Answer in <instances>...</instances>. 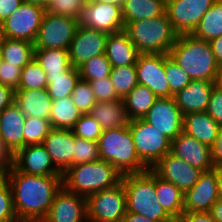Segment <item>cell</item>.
I'll return each instance as SVG.
<instances>
[{
    "instance_id": "obj_39",
    "label": "cell",
    "mask_w": 222,
    "mask_h": 222,
    "mask_svg": "<svg viewBox=\"0 0 222 222\" xmlns=\"http://www.w3.org/2000/svg\"><path fill=\"white\" fill-rule=\"evenodd\" d=\"M47 74L35 59L31 60L21 73L17 89H47Z\"/></svg>"
},
{
    "instance_id": "obj_50",
    "label": "cell",
    "mask_w": 222,
    "mask_h": 222,
    "mask_svg": "<svg viewBox=\"0 0 222 222\" xmlns=\"http://www.w3.org/2000/svg\"><path fill=\"white\" fill-rule=\"evenodd\" d=\"M15 100V90L0 83V113L11 106Z\"/></svg>"
},
{
    "instance_id": "obj_21",
    "label": "cell",
    "mask_w": 222,
    "mask_h": 222,
    "mask_svg": "<svg viewBox=\"0 0 222 222\" xmlns=\"http://www.w3.org/2000/svg\"><path fill=\"white\" fill-rule=\"evenodd\" d=\"M25 121V114L15 103L0 113V141L11 157L23 148Z\"/></svg>"
},
{
    "instance_id": "obj_8",
    "label": "cell",
    "mask_w": 222,
    "mask_h": 222,
    "mask_svg": "<svg viewBox=\"0 0 222 222\" xmlns=\"http://www.w3.org/2000/svg\"><path fill=\"white\" fill-rule=\"evenodd\" d=\"M86 209L88 222H121L127 212L123 182L88 196Z\"/></svg>"
},
{
    "instance_id": "obj_58",
    "label": "cell",
    "mask_w": 222,
    "mask_h": 222,
    "mask_svg": "<svg viewBox=\"0 0 222 222\" xmlns=\"http://www.w3.org/2000/svg\"><path fill=\"white\" fill-rule=\"evenodd\" d=\"M24 2L36 4L42 7H46L50 0H23Z\"/></svg>"
},
{
    "instance_id": "obj_20",
    "label": "cell",
    "mask_w": 222,
    "mask_h": 222,
    "mask_svg": "<svg viewBox=\"0 0 222 222\" xmlns=\"http://www.w3.org/2000/svg\"><path fill=\"white\" fill-rule=\"evenodd\" d=\"M170 153L202 171L215 167L211 160V148L183 131L171 142Z\"/></svg>"
},
{
    "instance_id": "obj_10",
    "label": "cell",
    "mask_w": 222,
    "mask_h": 222,
    "mask_svg": "<svg viewBox=\"0 0 222 222\" xmlns=\"http://www.w3.org/2000/svg\"><path fill=\"white\" fill-rule=\"evenodd\" d=\"M44 13V7L23 2L2 22V37L34 43Z\"/></svg>"
},
{
    "instance_id": "obj_43",
    "label": "cell",
    "mask_w": 222,
    "mask_h": 222,
    "mask_svg": "<svg viewBox=\"0 0 222 222\" xmlns=\"http://www.w3.org/2000/svg\"><path fill=\"white\" fill-rule=\"evenodd\" d=\"M71 130L75 136L90 141H98L103 133L100 124L89 113L81 114Z\"/></svg>"
},
{
    "instance_id": "obj_37",
    "label": "cell",
    "mask_w": 222,
    "mask_h": 222,
    "mask_svg": "<svg viewBox=\"0 0 222 222\" xmlns=\"http://www.w3.org/2000/svg\"><path fill=\"white\" fill-rule=\"evenodd\" d=\"M52 129L49 120L26 117L23 133V147L42 144Z\"/></svg>"
},
{
    "instance_id": "obj_14",
    "label": "cell",
    "mask_w": 222,
    "mask_h": 222,
    "mask_svg": "<svg viewBox=\"0 0 222 222\" xmlns=\"http://www.w3.org/2000/svg\"><path fill=\"white\" fill-rule=\"evenodd\" d=\"M108 34L79 25L68 48L72 67L79 68L89 59L105 54Z\"/></svg>"
},
{
    "instance_id": "obj_59",
    "label": "cell",
    "mask_w": 222,
    "mask_h": 222,
    "mask_svg": "<svg viewBox=\"0 0 222 222\" xmlns=\"http://www.w3.org/2000/svg\"><path fill=\"white\" fill-rule=\"evenodd\" d=\"M96 2H105V3H111V4H122V0H93Z\"/></svg>"
},
{
    "instance_id": "obj_24",
    "label": "cell",
    "mask_w": 222,
    "mask_h": 222,
    "mask_svg": "<svg viewBox=\"0 0 222 222\" xmlns=\"http://www.w3.org/2000/svg\"><path fill=\"white\" fill-rule=\"evenodd\" d=\"M105 54L112 67H120L136 65L140 53L123 29L108 34Z\"/></svg>"
},
{
    "instance_id": "obj_44",
    "label": "cell",
    "mask_w": 222,
    "mask_h": 222,
    "mask_svg": "<svg viewBox=\"0 0 222 222\" xmlns=\"http://www.w3.org/2000/svg\"><path fill=\"white\" fill-rule=\"evenodd\" d=\"M100 159L97 141L85 140L75 136L73 166Z\"/></svg>"
},
{
    "instance_id": "obj_5",
    "label": "cell",
    "mask_w": 222,
    "mask_h": 222,
    "mask_svg": "<svg viewBox=\"0 0 222 222\" xmlns=\"http://www.w3.org/2000/svg\"><path fill=\"white\" fill-rule=\"evenodd\" d=\"M124 30L140 54H169L179 35L167 14L129 22Z\"/></svg>"
},
{
    "instance_id": "obj_42",
    "label": "cell",
    "mask_w": 222,
    "mask_h": 222,
    "mask_svg": "<svg viewBox=\"0 0 222 222\" xmlns=\"http://www.w3.org/2000/svg\"><path fill=\"white\" fill-rule=\"evenodd\" d=\"M0 222H19L6 175H0Z\"/></svg>"
},
{
    "instance_id": "obj_52",
    "label": "cell",
    "mask_w": 222,
    "mask_h": 222,
    "mask_svg": "<svg viewBox=\"0 0 222 222\" xmlns=\"http://www.w3.org/2000/svg\"><path fill=\"white\" fill-rule=\"evenodd\" d=\"M211 160L214 166H222V127L211 147Z\"/></svg>"
},
{
    "instance_id": "obj_53",
    "label": "cell",
    "mask_w": 222,
    "mask_h": 222,
    "mask_svg": "<svg viewBox=\"0 0 222 222\" xmlns=\"http://www.w3.org/2000/svg\"><path fill=\"white\" fill-rule=\"evenodd\" d=\"M10 167H11V156L4 149L0 141V175H5Z\"/></svg>"
},
{
    "instance_id": "obj_6",
    "label": "cell",
    "mask_w": 222,
    "mask_h": 222,
    "mask_svg": "<svg viewBox=\"0 0 222 222\" xmlns=\"http://www.w3.org/2000/svg\"><path fill=\"white\" fill-rule=\"evenodd\" d=\"M97 143L100 159L110 162L122 176L148 170L138 157L128 125L103 130Z\"/></svg>"
},
{
    "instance_id": "obj_60",
    "label": "cell",
    "mask_w": 222,
    "mask_h": 222,
    "mask_svg": "<svg viewBox=\"0 0 222 222\" xmlns=\"http://www.w3.org/2000/svg\"><path fill=\"white\" fill-rule=\"evenodd\" d=\"M217 83L222 86V65H220L219 67V75H218Z\"/></svg>"
},
{
    "instance_id": "obj_22",
    "label": "cell",
    "mask_w": 222,
    "mask_h": 222,
    "mask_svg": "<svg viewBox=\"0 0 222 222\" xmlns=\"http://www.w3.org/2000/svg\"><path fill=\"white\" fill-rule=\"evenodd\" d=\"M74 144V132L71 129L60 128H52L42 143L54 165L62 173L73 166Z\"/></svg>"
},
{
    "instance_id": "obj_15",
    "label": "cell",
    "mask_w": 222,
    "mask_h": 222,
    "mask_svg": "<svg viewBox=\"0 0 222 222\" xmlns=\"http://www.w3.org/2000/svg\"><path fill=\"white\" fill-rule=\"evenodd\" d=\"M183 116L174 97L158 98L143 120L173 141L182 132Z\"/></svg>"
},
{
    "instance_id": "obj_41",
    "label": "cell",
    "mask_w": 222,
    "mask_h": 222,
    "mask_svg": "<svg viewBox=\"0 0 222 222\" xmlns=\"http://www.w3.org/2000/svg\"><path fill=\"white\" fill-rule=\"evenodd\" d=\"M70 97L81 114L90 113L92 107L97 102L89 82L82 80L81 78L77 82Z\"/></svg>"
},
{
    "instance_id": "obj_62",
    "label": "cell",
    "mask_w": 222,
    "mask_h": 222,
    "mask_svg": "<svg viewBox=\"0 0 222 222\" xmlns=\"http://www.w3.org/2000/svg\"><path fill=\"white\" fill-rule=\"evenodd\" d=\"M2 38V22L0 21V39Z\"/></svg>"
},
{
    "instance_id": "obj_33",
    "label": "cell",
    "mask_w": 222,
    "mask_h": 222,
    "mask_svg": "<svg viewBox=\"0 0 222 222\" xmlns=\"http://www.w3.org/2000/svg\"><path fill=\"white\" fill-rule=\"evenodd\" d=\"M81 113L71 97L52 101L49 122L52 128L72 129L80 119Z\"/></svg>"
},
{
    "instance_id": "obj_34",
    "label": "cell",
    "mask_w": 222,
    "mask_h": 222,
    "mask_svg": "<svg viewBox=\"0 0 222 222\" xmlns=\"http://www.w3.org/2000/svg\"><path fill=\"white\" fill-rule=\"evenodd\" d=\"M191 34L205 41L222 35V0L215 1Z\"/></svg>"
},
{
    "instance_id": "obj_9",
    "label": "cell",
    "mask_w": 222,
    "mask_h": 222,
    "mask_svg": "<svg viewBox=\"0 0 222 222\" xmlns=\"http://www.w3.org/2000/svg\"><path fill=\"white\" fill-rule=\"evenodd\" d=\"M78 26V19L45 12L34 42L35 49L68 50Z\"/></svg>"
},
{
    "instance_id": "obj_35",
    "label": "cell",
    "mask_w": 222,
    "mask_h": 222,
    "mask_svg": "<svg viewBox=\"0 0 222 222\" xmlns=\"http://www.w3.org/2000/svg\"><path fill=\"white\" fill-rule=\"evenodd\" d=\"M79 80V70L74 67L63 72L62 75L47 76V91L52 101L70 97Z\"/></svg>"
},
{
    "instance_id": "obj_18",
    "label": "cell",
    "mask_w": 222,
    "mask_h": 222,
    "mask_svg": "<svg viewBox=\"0 0 222 222\" xmlns=\"http://www.w3.org/2000/svg\"><path fill=\"white\" fill-rule=\"evenodd\" d=\"M152 170L163 180L177 186L183 194L196 184L203 172L170 152Z\"/></svg>"
},
{
    "instance_id": "obj_11",
    "label": "cell",
    "mask_w": 222,
    "mask_h": 222,
    "mask_svg": "<svg viewBox=\"0 0 222 222\" xmlns=\"http://www.w3.org/2000/svg\"><path fill=\"white\" fill-rule=\"evenodd\" d=\"M216 0H166V14L174 30L191 34Z\"/></svg>"
},
{
    "instance_id": "obj_7",
    "label": "cell",
    "mask_w": 222,
    "mask_h": 222,
    "mask_svg": "<svg viewBox=\"0 0 222 222\" xmlns=\"http://www.w3.org/2000/svg\"><path fill=\"white\" fill-rule=\"evenodd\" d=\"M140 161L152 169L171 149V140L143 119L128 123Z\"/></svg>"
},
{
    "instance_id": "obj_17",
    "label": "cell",
    "mask_w": 222,
    "mask_h": 222,
    "mask_svg": "<svg viewBox=\"0 0 222 222\" xmlns=\"http://www.w3.org/2000/svg\"><path fill=\"white\" fill-rule=\"evenodd\" d=\"M219 199L216 166L203 171L196 184L184 193V212H209Z\"/></svg>"
},
{
    "instance_id": "obj_51",
    "label": "cell",
    "mask_w": 222,
    "mask_h": 222,
    "mask_svg": "<svg viewBox=\"0 0 222 222\" xmlns=\"http://www.w3.org/2000/svg\"><path fill=\"white\" fill-rule=\"evenodd\" d=\"M23 2V0H0V21L7 19Z\"/></svg>"
},
{
    "instance_id": "obj_46",
    "label": "cell",
    "mask_w": 222,
    "mask_h": 222,
    "mask_svg": "<svg viewBox=\"0 0 222 222\" xmlns=\"http://www.w3.org/2000/svg\"><path fill=\"white\" fill-rule=\"evenodd\" d=\"M88 82L97 102H109L120 99L110 77Z\"/></svg>"
},
{
    "instance_id": "obj_54",
    "label": "cell",
    "mask_w": 222,
    "mask_h": 222,
    "mask_svg": "<svg viewBox=\"0 0 222 222\" xmlns=\"http://www.w3.org/2000/svg\"><path fill=\"white\" fill-rule=\"evenodd\" d=\"M212 52L219 65H222V35L209 41Z\"/></svg>"
},
{
    "instance_id": "obj_32",
    "label": "cell",
    "mask_w": 222,
    "mask_h": 222,
    "mask_svg": "<svg viewBox=\"0 0 222 222\" xmlns=\"http://www.w3.org/2000/svg\"><path fill=\"white\" fill-rule=\"evenodd\" d=\"M157 99L146 86L138 84L123 99L129 120L143 119Z\"/></svg>"
},
{
    "instance_id": "obj_27",
    "label": "cell",
    "mask_w": 222,
    "mask_h": 222,
    "mask_svg": "<svg viewBox=\"0 0 222 222\" xmlns=\"http://www.w3.org/2000/svg\"><path fill=\"white\" fill-rule=\"evenodd\" d=\"M103 130L115 129L128 125L129 118L123 99L109 102H96L89 113Z\"/></svg>"
},
{
    "instance_id": "obj_48",
    "label": "cell",
    "mask_w": 222,
    "mask_h": 222,
    "mask_svg": "<svg viewBox=\"0 0 222 222\" xmlns=\"http://www.w3.org/2000/svg\"><path fill=\"white\" fill-rule=\"evenodd\" d=\"M22 68L3 61L0 66V83L16 90L21 79Z\"/></svg>"
},
{
    "instance_id": "obj_23",
    "label": "cell",
    "mask_w": 222,
    "mask_h": 222,
    "mask_svg": "<svg viewBox=\"0 0 222 222\" xmlns=\"http://www.w3.org/2000/svg\"><path fill=\"white\" fill-rule=\"evenodd\" d=\"M215 83L217 82L191 80L190 84L178 91L173 97L181 113L205 112Z\"/></svg>"
},
{
    "instance_id": "obj_31",
    "label": "cell",
    "mask_w": 222,
    "mask_h": 222,
    "mask_svg": "<svg viewBox=\"0 0 222 222\" xmlns=\"http://www.w3.org/2000/svg\"><path fill=\"white\" fill-rule=\"evenodd\" d=\"M34 59L47 76L62 75L72 68L68 50L64 49H34Z\"/></svg>"
},
{
    "instance_id": "obj_38",
    "label": "cell",
    "mask_w": 222,
    "mask_h": 222,
    "mask_svg": "<svg viewBox=\"0 0 222 222\" xmlns=\"http://www.w3.org/2000/svg\"><path fill=\"white\" fill-rule=\"evenodd\" d=\"M111 69L112 66L108 61L106 54L97 55L78 68L80 78L85 81H94L109 77Z\"/></svg>"
},
{
    "instance_id": "obj_13",
    "label": "cell",
    "mask_w": 222,
    "mask_h": 222,
    "mask_svg": "<svg viewBox=\"0 0 222 222\" xmlns=\"http://www.w3.org/2000/svg\"><path fill=\"white\" fill-rule=\"evenodd\" d=\"M135 67L138 84L146 86L157 98L170 97L165 54H139Z\"/></svg>"
},
{
    "instance_id": "obj_26",
    "label": "cell",
    "mask_w": 222,
    "mask_h": 222,
    "mask_svg": "<svg viewBox=\"0 0 222 222\" xmlns=\"http://www.w3.org/2000/svg\"><path fill=\"white\" fill-rule=\"evenodd\" d=\"M220 128L207 112H192L183 116L182 131L210 148L216 141Z\"/></svg>"
},
{
    "instance_id": "obj_30",
    "label": "cell",
    "mask_w": 222,
    "mask_h": 222,
    "mask_svg": "<svg viewBox=\"0 0 222 222\" xmlns=\"http://www.w3.org/2000/svg\"><path fill=\"white\" fill-rule=\"evenodd\" d=\"M0 48L3 61L22 69L34 59V43L25 40L2 37L0 39Z\"/></svg>"
},
{
    "instance_id": "obj_45",
    "label": "cell",
    "mask_w": 222,
    "mask_h": 222,
    "mask_svg": "<svg viewBox=\"0 0 222 222\" xmlns=\"http://www.w3.org/2000/svg\"><path fill=\"white\" fill-rule=\"evenodd\" d=\"M84 5L81 0H50L45 12L79 19Z\"/></svg>"
},
{
    "instance_id": "obj_29",
    "label": "cell",
    "mask_w": 222,
    "mask_h": 222,
    "mask_svg": "<svg viewBox=\"0 0 222 222\" xmlns=\"http://www.w3.org/2000/svg\"><path fill=\"white\" fill-rule=\"evenodd\" d=\"M157 200L167 214L176 221L183 213V192L173 183L163 180L155 173Z\"/></svg>"
},
{
    "instance_id": "obj_55",
    "label": "cell",
    "mask_w": 222,
    "mask_h": 222,
    "mask_svg": "<svg viewBox=\"0 0 222 222\" xmlns=\"http://www.w3.org/2000/svg\"><path fill=\"white\" fill-rule=\"evenodd\" d=\"M121 222H161V221L152 220L132 212H126Z\"/></svg>"
},
{
    "instance_id": "obj_28",
    "label": "cell",
    "mask_w": 222,
    "mask_h": 222,
    "mask_svg": "<svg viewBox=\"0 0 222 222\" xmlns=\"http://www.w3.org/2000/svg\"><path fill=\"white\" fill-rule=\"evenodd\" d=\"M124 25L129 22L161 17L166 14V0H122Z\"/></svg>"
},
{
    "instance_id": "obj_36",
    "label": "cell",
    "mask_w": 222,
    "mask_h": 222,
    "mask_svg": "<svg viewBox=\"0 0 222 222\" xmlns=\"http://www.w3.org/2000/svg\"><path fill=\"white\" fill-rule=\"evenodd\" d=\"M109 77L120 99H124L138 85L135 65L112 67Z\"/></svg>"
},
{
    "instance_id": "obj_2",
    "label": "cell",
    "mask_w": 222,
    "mask_h": 222,
    "mask_svg": "<svg viewBox=\"0 0 222 222\" xmlns=\"http://www.w3.org/2000/svg\"><path fill=\"white\" fill-rule=\"evenodd\" d=\"M169 56L191 80L217 82L220 65L209 41L196 38L192 34H180L170 49Z\"/></svg>"
},
{
    "instance_id": "obj_63",
    "label": "cell",
    "mask_w": 222,
    "mask_h": 222,
    "mask_svg": "<svg viewBox=\"0 0 222 222\" xmlns=\"http://www.w3.org/2000/svg\"><path fill=\"white\" fill-rule=\"evenodd\" d=\"M82 2H84V4L90 3L93 0H81Z\"/></svg>"
},
{
    "instance_id": "obj_4",
    "label": "cell",
    "mask_w": 222,
    "mask_h": 222,
    "mask_svg": "<svg viewBox=\"0 0 222 222\" xmlns=\"http://www.w3.org/2000/svg\"><path fill=\"white\" fill-rule=\"evenodd\" d=\"M121 181L126 192L127 212L156 221L175 222L157 200L155 172L152 169L123 175Z\"/></svg>"
},
{
    "instance_id": "obj_47",
    "label": "cell",
    "mask_w": 222,
    "mask_h": 222,
    "mask_svg": "<svg viewBox=\"0 0 222 222\" xmlns=\"http://www.w3.org/2000/svg\"><path fill=\"white\" fill-rule=\"evenodd\" d=\"M222 127V86L215 83L206 111Z\"/></svg>"
},
{
    "instance_id": "obj_19",
    "label": "cell",
    "mask_w": 222,
    "mask_h": 222,
    "mask_svg": "<svg viewBox=\"0 0 222 222\" xmlns=\"http://www.w3.org/2000/svg\"><path fill=\"white\" fill-rule=\"evenodd\" d=\"M42 222H88L86 198L62 186Z\"/></svg>"
},
{
    "instance_id": "obj_57",
    "label": "cell",
    "mask_w": 222,
    "mask_h": 222,
    "mask_svg": "<svg viewBox=\"0 0 222 222\" xmlns=\"http://www.w3.org/2000/svg\"><path fill=\"white\" fill-rule=\"evenodd\" d=\"M216 178L219 199H222V166H216Z\"/></svg>"
},
{
    "instance_id": "obj_16",
    "label": "cell",
    "mask_w": 222,
    "mask_h": 222,
    "mask_svg": "<svg viewBox=\"0 0 222 222\" xmlns=\"http://www.w3.org/2000/svg\"><path fill=\"white\" fill-rule=\"evenodd\" d=\"M11 164L28 175L62 176L51 156L42 144L28 145L11 157Z\"/></svg>"
},
{
    "instance_id": "obj_25",
    "label": "cell",
    "mask_w": 222,
    "mask_h": 222,
    "mask_svg": "<svg viewBox=\"0 0 222 222\" xmlns=\"http://www.w3.org/2000/svg\"><path fill=\"white\" fill-rule=\"evenodd\" d=\"M14 103L26 117L49 120L52 98L47 89H16Z\"/></svg>"
},
{
    "instance_id": "obj_1",
    "label": "cell",
    "mask_w": 222,
    "mask_h": 222,
    "mask_svg": "<svg viewBox=\"0 0 222 222\" xmlns=\"http://www.w3.org/2000/svg\"><path fill=\"white\" fill-rule=\"evenodd\" d=\"M5 175L19 222H42L63 186L62 176L28 175L12 164Z\"/></svg>"
},
{
    "instance_id": "obj_12",
    "label": "cell",
    "mask_w": 222,
    "mask_h": 222,
    "mask_svg": "<svg viewBox=\"0 0 222 222\" xmlns=\"http://www.w3.org/2000/svg\"><path fill=\"white\" fill-rule=\"evenodd\" d=\"M121 5L91 1L84 5L78 19L79 25L107 34L121 31L125 28Z\"/></svg>"
},
{
    "instance_id": "obj_56",
    "label": "cell",
    "mask_w": 222,
    "mask_h": 222,
    "mask_svg": "<svg viewBox=\"0 0 222 222\" xmlns=\"http://www.w3.org/2000/svg\"><path fill=\"white\" fill-rule=\"evenodd\" d=\"M209 213L216 222H222V199H218L212 205Z\"/></svg>"
},
{
    "instance_id": "obj_61",
    "label": "cell",
    "mask_w": 222,
    "mask_h": 222,
    "mask_svg": "<svg viewBox=\"0 0 222 222\" xmlns=\"http://www.w3.org/2000/svg\"><path fill=\"white\" fill-rule=\"evenodd\" d=\"M2 63H3V55H2L1 48H0V66L2 65Z\"/></svg>"
},
{
    "instance_id": "obj_40",
    "label": "cell",
    "mask_w": 222,
    "mask_h": 222,
    "mask_svg": "<svg viewBox=\"0 0 222 222\" xmlns=\"http://www.w3.org/2000/svg\"><path fill=\"white\" fill-rule=\"evenodd\" d=\"M165 74L170 87V97L190 84L189 75L172 60L169 54H165Z\"/></svg>"
},
{
    "instance_id": "obj_3",
    "label": "cell",
    "mask_w": 222,
    "mask_h": 222,
    "mask_svg": "<svg viewBox=\"0 0 222 222\" xmlns=\"http://www.w3.org/2000/svg\"><path fill=\"white\" fill-rule=\"evenodd\" d=\"M121 180V173L110 162L102 159L70 166L62 174L63 187L85 198L112 188Z\"/></svg>"
},
{
    "instance_id": "obj_49",
    "label": "cell",
    "mask_w": 222,
    "mask_h": 222,
    "mask_svg": "<svg viewBox=\"0 0 222 222\" xmlns=\"http://www.w3.org/2000/svg\"><path fill=\"white\" fill-rule=\"evenodd\" d=\"M175 222H216L209 212H184Z\"/></svg>"
}]
</instances>
